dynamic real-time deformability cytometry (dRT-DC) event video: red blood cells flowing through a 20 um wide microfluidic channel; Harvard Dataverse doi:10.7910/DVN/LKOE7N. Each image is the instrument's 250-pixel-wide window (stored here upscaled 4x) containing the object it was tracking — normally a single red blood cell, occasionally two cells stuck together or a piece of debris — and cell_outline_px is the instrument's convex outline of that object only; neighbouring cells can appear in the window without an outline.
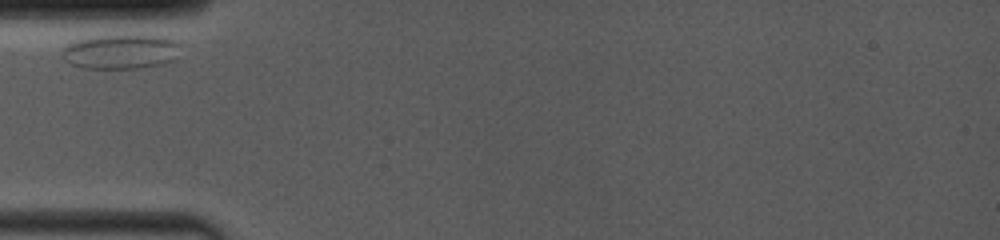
{"species": "common noctule bat (a hibernating species)", "species_latin": "Nyctalus noctula", "temperature_condition": "room temperature", "stored_images_in_passage": 29, "camera_frame_rate_fps": 4000, "um_per_image_px": 0.085, "animal": {"sex": "female", "body_mass_g": 19.0, "forearm_length_mm": 53.3}, "frame": {"image": 1, "passage_image": 1, "time_ms": 0.0, "image_size_px": [1000, 240], "cell_outline_px": [[180, 44], [176, 60], [164, 64], [140, 68], [84, 68], [72, 64], [64, 60], [60, 56], [60, 52], [72, 40], [88, 36], [124, 32], [148, 32], [168, 36], [180, 40]], "centroid_in_image_um": [10.34, 4.3], "position_along_channel_um": 74.7, "area_um2": 25.84}}
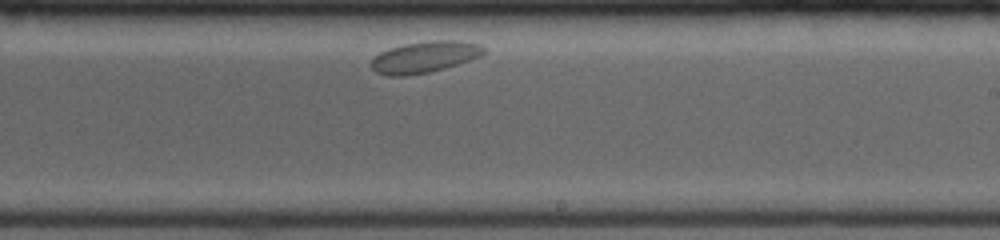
{"frame": {"image": 2, "passage_image": 17, "time_ms": 5.5, "image_size_px": [1000, 240], "cell_outline_px": [[484, 52], [480, 56], [444, 68], [428, 72], [404, 76], [388, 76], [376, 72], [372, 68], [372, 60], [380, 52], [388, 48], [404, 44], [428, 40], [464, 40], [480, 44], [484, 48]], "centroid_in_image_um": [36.09, 4.82], "position_along_channel_um": 252.9, "area_um2": 20.52}}
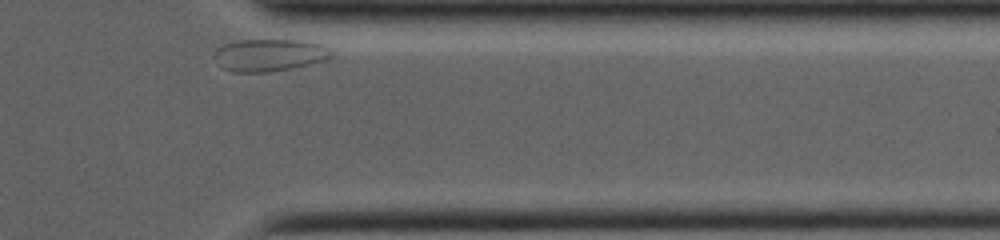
{"frame": {"image": 3, "passage_image": 29, "time_ms": 9.5, "image_size_px": [1000, 240], "cell_outline_px": [[332, 56], [328, 60], [292, 68], [264, 72], [232, 72], [220, 68], [212, 56], [216, 48], [224, 44], [236, 40], [312, 40], [324, 44], [332, 52]], "centroid_in_image_um": [22.89, 4.67], "position_along_channel_um": 388.5, "area_um2": 22.6}}